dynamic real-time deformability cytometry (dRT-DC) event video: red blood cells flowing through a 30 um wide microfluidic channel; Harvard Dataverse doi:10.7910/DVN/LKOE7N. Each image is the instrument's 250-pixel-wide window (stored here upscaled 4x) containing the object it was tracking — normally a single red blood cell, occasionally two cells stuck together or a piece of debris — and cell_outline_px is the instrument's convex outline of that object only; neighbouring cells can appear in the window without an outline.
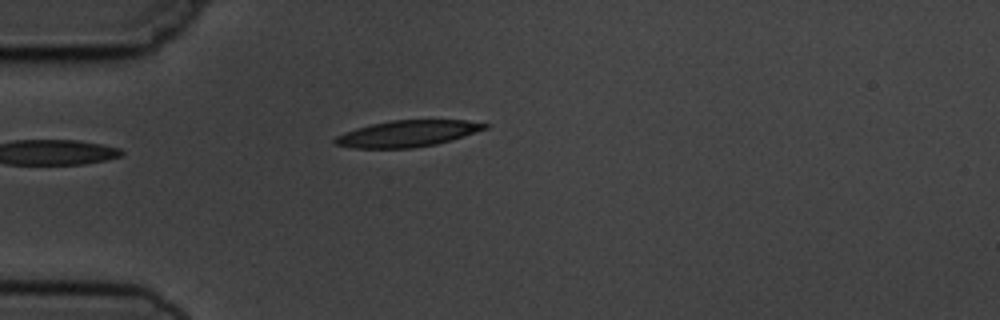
{"species": "common noctule bat (a hibernating species)", "species_latin": "Nyctalus noctula", "temperature_condition": "cold", "stored_images_in_passage": 4, "camera_frame_rate_fps": 3000, "um_per_image_px": 0.085, "animal": {"sex": "male", "body_mass_g": 19.5, "forearm_length_mm": 54.6}, "frame": {"image": 1, "passage_image": 4, "time_ms": 3.333, "image_size_px": [1000, 320], "cell_outline_px": [[488, 128], [436, 144], [412, 148], [352, 148], [332, 144], [332, 140], [336, 136], [344, 132], [356, 128], [372, 124], [392, 120], [468, 120], [488, 124]], "centroid_in_image_um": [34.57, 11.36], "position_along_channel_um": 50.4, "area_um2": 22.95}}